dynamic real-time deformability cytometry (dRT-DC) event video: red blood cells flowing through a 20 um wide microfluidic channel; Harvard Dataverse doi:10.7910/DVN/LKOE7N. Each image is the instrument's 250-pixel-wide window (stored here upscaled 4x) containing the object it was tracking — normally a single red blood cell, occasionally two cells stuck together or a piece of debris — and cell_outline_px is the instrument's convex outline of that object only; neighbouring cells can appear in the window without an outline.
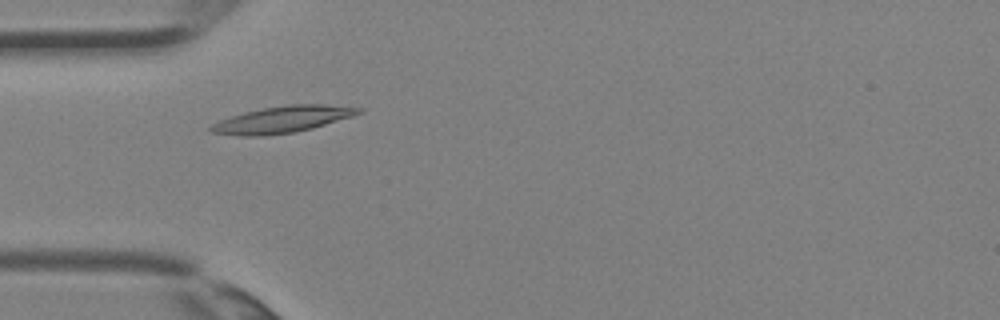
{"species": "Egyptian fruit bat (a non-hibernating species)", "species_latin": "Rousettus aegyptiacus", "temperature_condition": "room temperature", "stored_images_in_passage": 3, "camera_frame_rate_fps": 3000, "um_per_image_px": 0.085, "animal": {"sex": "female"}, "frame": {"image": 1, "passage_image": 3, "time_ms": 0.667, "image_size_px": [1000, 320], "cell_outline_px": [[364, 112], [352, 116], [312, 128], [292, 132], [264, 136], [240, 136], [208, 132], [208, 128], [212, 124], [220, 120], [244, 112], [264, 108], [288, 104], [324, 104], [364, 108]], "centroid_in_image_um": [23.99, 10.15], "position_along_channel_um": 61.0, "area_um2": 22.83}}